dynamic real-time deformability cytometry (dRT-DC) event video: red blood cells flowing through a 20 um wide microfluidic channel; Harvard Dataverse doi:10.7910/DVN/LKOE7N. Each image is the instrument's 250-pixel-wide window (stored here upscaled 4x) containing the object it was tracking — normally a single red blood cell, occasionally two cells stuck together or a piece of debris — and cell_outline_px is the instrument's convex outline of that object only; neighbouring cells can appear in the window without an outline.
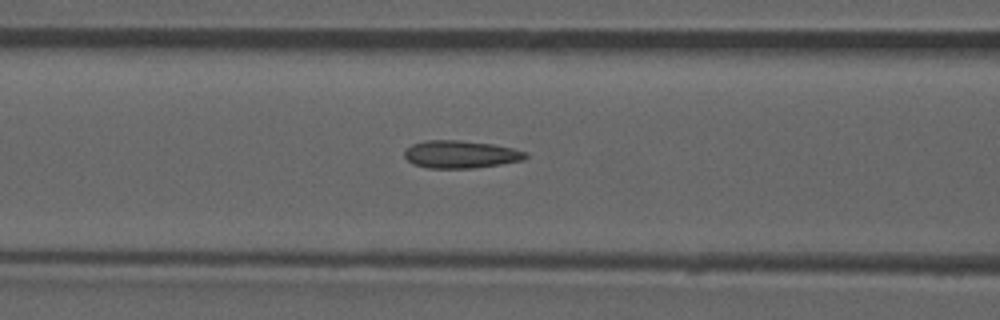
{"species": "common noctule bat (a hibernating species)", "species_latin": "Nyctalus noctula", "temperature_condition": "room temperature", "stored_images_in_passage": 47, "camera_frame_rate_fps": 3000, "um_per_image_px": 0.085, "animal": {"sex": "male", "forearm_length_mm": 52.5}, "frame": {"image": 1, "passage_image": 21, "time_ms": 6.667, "image_size_px": [1000, 320], "cell_outline_px": [[528, 156], [524, 160], [500, 164], [472, 168], [428, 168], [412, 164], [404, 156], [404, 152], [412, 144], [424, 140], [460, 140], [492, 144], [512, 148], [528, 152]], "centroid_in_image_um": [39.15, 13.12], "position_along_channel_um": 127.4, "area_um2": 19.54}, "authors_computed_cell_mechanics": {"area_um2": 19.0162, "velocity_mm_per_s": 3.9321, "shape_relaxation_time_tau1_ms": null, "shape_relaxation_time_tau2_ms": 1.5339, "deformation_change_tau1": null, "deformation_change_tau2": 0.0972}}